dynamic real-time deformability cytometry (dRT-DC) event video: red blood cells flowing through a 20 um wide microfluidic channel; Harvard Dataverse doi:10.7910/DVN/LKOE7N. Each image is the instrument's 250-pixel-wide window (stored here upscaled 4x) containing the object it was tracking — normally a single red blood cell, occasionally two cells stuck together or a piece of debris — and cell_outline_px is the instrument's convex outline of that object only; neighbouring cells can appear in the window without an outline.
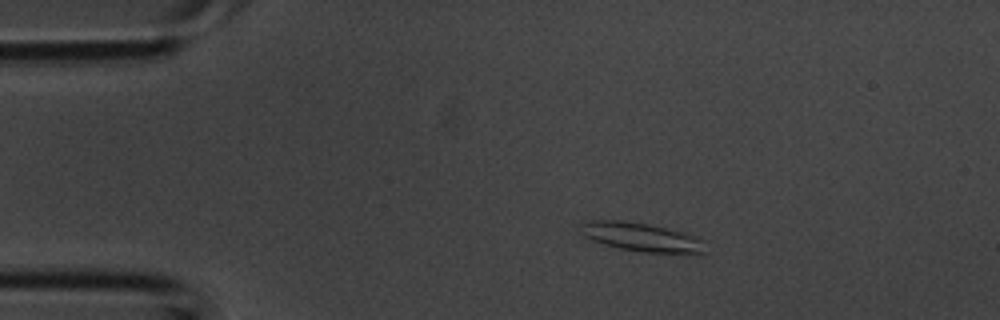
{"species": "common noctule bat (a hibernating species)", "species_latin": "Nyctalus noctula", "temperature_condition": "room temperature", "stored_images_in_passage": 2, "camera_frame_rate_fps": 3000, "um_per_image_px": 0.085, "animal": {"sex": "male", "body_mass_g": 20.1, "forearm_length_mm": 53.5}, "frame": {"image": 1, "passage_image": 1, "time_ms": 0.0, "image_size_px": [1000, 320], "cell_outline_px": [[704, 252], [700, 256], [696, 256], [640, 252], [620, 248], [604, 244], [592, 240], [584, 236], [580, 232], [580, 224], [592, 220], [620, 220], [644, 224], [684, 232], [696, 236], [704, 240]], "centroid_in_image_um": [54.62, 20.2], "position_along_channel_um": 30.4, "area_um2": 21.39}}